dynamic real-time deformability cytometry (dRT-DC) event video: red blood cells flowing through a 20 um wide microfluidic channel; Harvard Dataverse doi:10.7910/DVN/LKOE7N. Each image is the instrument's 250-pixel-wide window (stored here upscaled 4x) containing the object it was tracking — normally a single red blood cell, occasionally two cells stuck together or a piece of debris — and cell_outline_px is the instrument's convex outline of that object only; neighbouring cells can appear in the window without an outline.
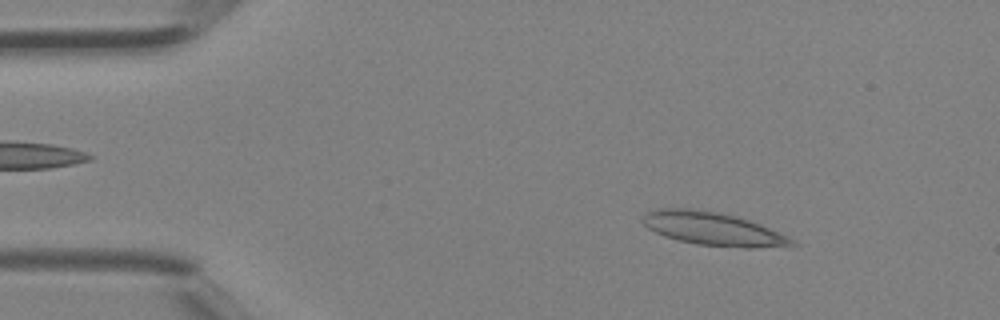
{"species": "Egyptian fruit bat (a non-hibernating species)", "species_latin": "Rousettus aegyptiacus", "temperature_condition": "room temperature", "stored_images_in_passage": 37, "camera_frame_rate_fps": 3000, "um_per_image_px": 0.085, "animal": {"sex": "female"}, "frame": {"image": 1, "passage_image": 2, "time_ms": 0.333, "image_size_px": [1000, 320], "cell_outline_px": [[800, 244], [752, 248], [744, 248], [696, 244], [664, 236], [648, 228], [640, 220], [648, 212], [656, 208], [692, 208], [720, 212], [736, 216], [760, 224], [788, 236]], "centroid_in_image_um": [60.59, 19.44], "position_along_channel_um": 24.4, "area_um2": 28.78}}
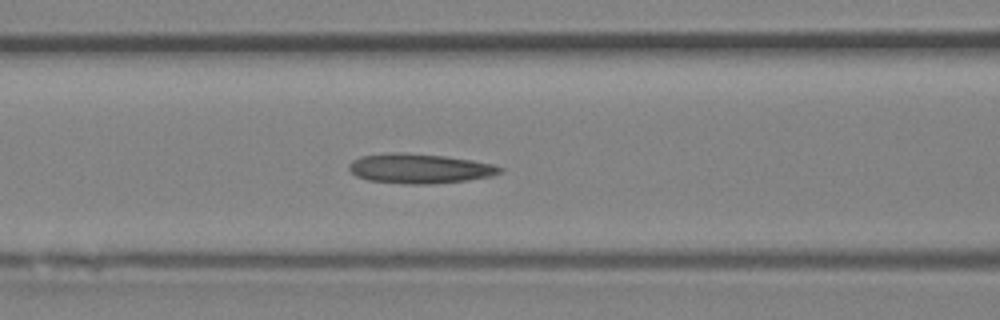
{"frame": {"image": 2, "passage_image": 13, "time_ms": 4.0, "image_size_px": [1000, 320], "cell_outline_px": [[504, 172], [492, 176], [468, 180], [428, 184], [404, 184], [368, 180], [356, 176], [348, 168], [348, 164], [352, 160], [360, 156], [396, 152], [404, 152], [444, 156], [472, 160], [492, 164], [504, 168]], "centroid_in_image_um": [35.67, 14.32], "position_along_channel_um": 130.9, "area_um2": 26.24}}
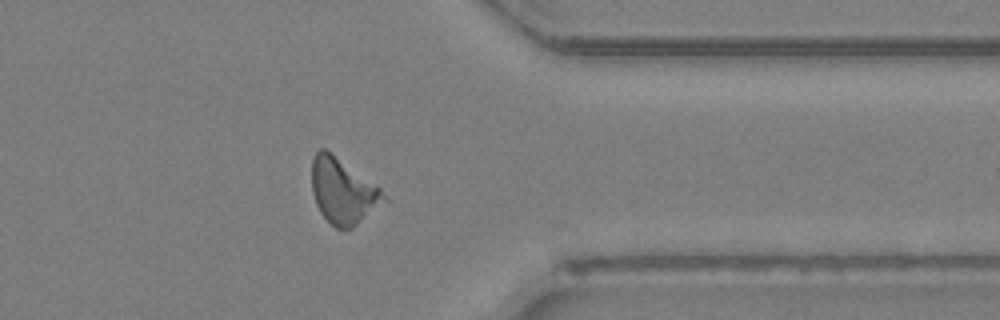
{"frame": {"image": 3, "passage_image": 29, "time_ms": 9.333, "image_size_px": [1000, 320], "cell_outline_px": [[388, 200], [352, 228], [336, 228], [320, 212], [316, 204], [312, 192], [312, 156], [320, 148], [324, 148], [332, 152], [380, 188]], "centroid_in_image_um": [29.13, 16.22], "position_along_channel_um": 382.3, "area_um2": 27.28}}